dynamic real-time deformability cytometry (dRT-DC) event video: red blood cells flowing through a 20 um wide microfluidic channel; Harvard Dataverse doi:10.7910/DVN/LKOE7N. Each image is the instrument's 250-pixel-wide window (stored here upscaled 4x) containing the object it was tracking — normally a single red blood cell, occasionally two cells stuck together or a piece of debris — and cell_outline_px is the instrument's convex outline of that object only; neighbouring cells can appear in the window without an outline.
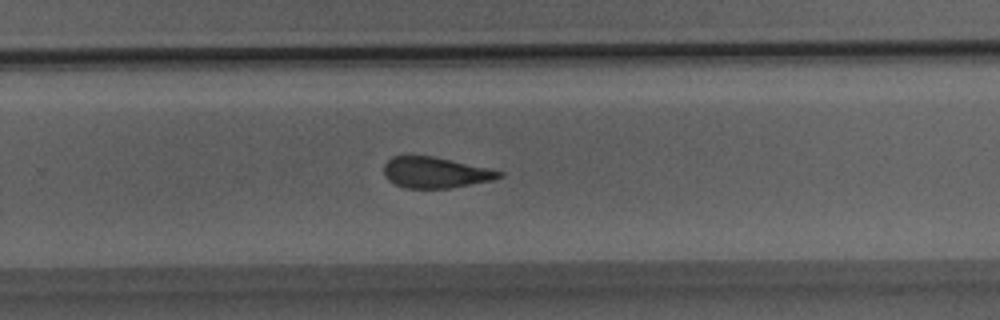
{"species": "Egyptian fruit bat (a non-hibernating species)", "species_latin": "Rousettus aegyptiacus", "temperature_condition": "room temperature", "stored_images_in_passage": 37, "camera_frame_rate_fps": 3000, "um_per_image_px": 0.085, "animal": {"sex": "male"}, "frame": {"image": 1, "passage_image": 24, "time_ms": 7.667, "image_size_px": [1000, 320], "cell_outline_px": [[504, 176], [492, 180], [452, 188], [404, 188], [388, 180], [384, 176], [384, 164], [392, 156], [432, 156], [504, 172]], "centroid_in_image_um": [36.98, 14.67], "position_along_channel_um": 292.8, "area_um2": 20.58}}
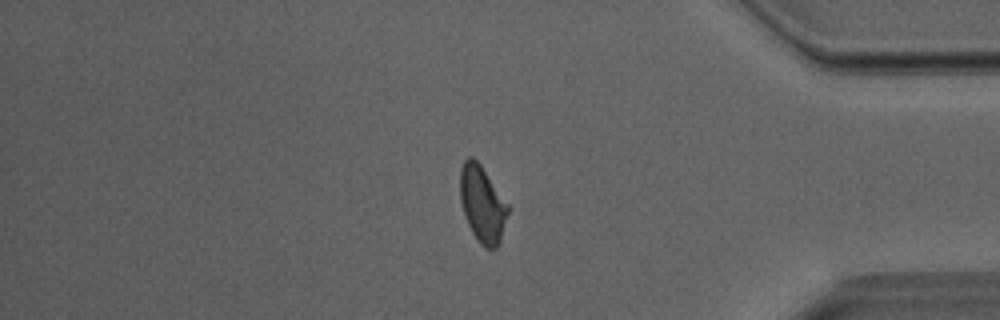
{"frame": {"image": 2, "passage_image": 31, "time_ms": 10.0, "image_size_px": [1000, 320], "cell_outline_px": [[508, 212], [500, 240], [496, 248], [484, 248], [476, 240], [468, 224], [460, 200], [460, 168], [464, 160], [468, 156], [472, 156], [480, 164], [508, 204]], "centroid_in_image_um": [40.98, 17.34], "position_along_channel_um": 394.2, "area_um2": 21.1}}
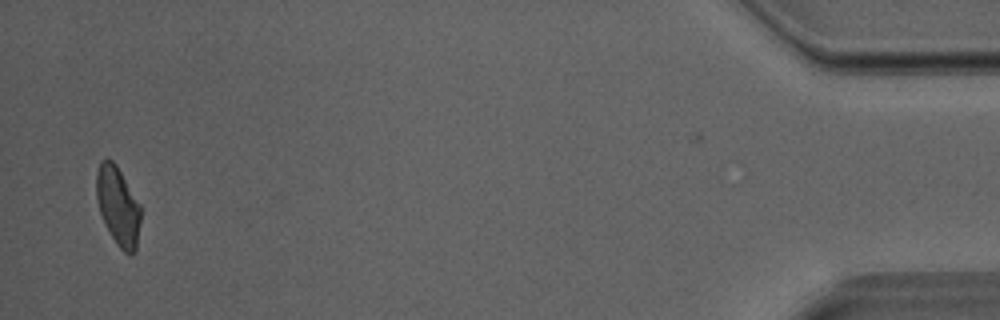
{"frame": {"image": 3, "passage_image": 36, "time_ms": 11.667, "image_size_px": [1000, 320], "cell_outline_px": [[140, 220], [136, 252], [124, 252], [116, 244], [100, 212], [96, 196], [96, 172], [100, 160], [108, 156], [116, 164], [140, 204]], "centroid_in_image_um": [10.02, 17.45], "position_along_channel_um": 425.2, "area_um2": 20.17}}